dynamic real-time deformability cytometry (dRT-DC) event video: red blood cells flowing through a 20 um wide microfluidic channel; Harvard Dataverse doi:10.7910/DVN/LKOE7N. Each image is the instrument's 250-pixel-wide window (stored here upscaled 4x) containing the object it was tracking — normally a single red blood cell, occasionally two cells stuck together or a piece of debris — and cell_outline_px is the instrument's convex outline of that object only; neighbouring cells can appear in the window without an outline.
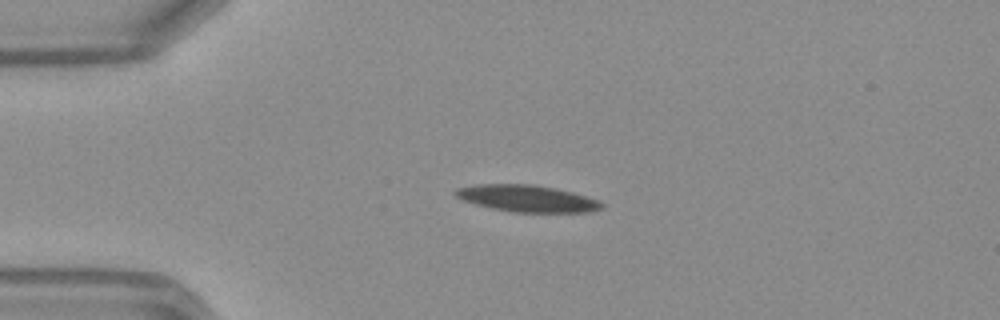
{"species": "Egyptian fruit bat (a non-hibernating species)", "species_latin": "Rousettus aegyptiacus", "temperature_condition": "warm", "stored_images_in_passage": 38, "camera_frame_rate_fps": 3000, "um_per_image_px": 0.085, "frame": {"image": 1, "passage_image": 1, "time_ms": 0.0, "image_size_px": [1000, 320], "cell_outline_px": [[604, 208], [588, 212], [512, 212], [492, 208], [476, 204], [464, 200], [456, 196], [452, 192], [456, 188], [476, 184], [532, 184], [556, 188], [588, 196], [600, 200], [604, 204]], "centroid_in_image_um": [44.83, 16.86], "position_along_channel_um": 40.2, "area_um2": 22.95}}
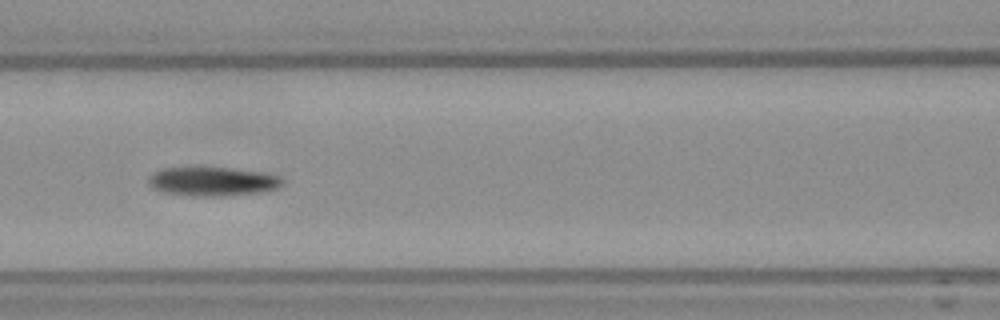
{"frame": {"image": 2, "passage_image": 11, "time_ms": 3.333, "image_size_px": [1000, 320], "cell_outline_px": [[284, 184], [276, 188], [260, 192], [224, 196], [184, 196], [164, 192], [152, 188], [148, 184], [148, 176], [152, 172], [160, 168], [228, 168], [268, 172], [280, 176], [284, 180]], "centroid_in_image_um": [18.06, 15.42], "position_along_channel_um": 148.5, "area_um2": 22.95}}
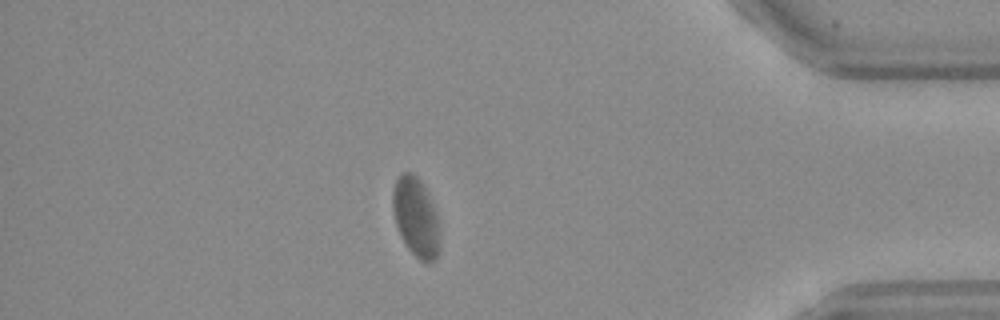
{"frame": {"image": 3, "passage_image": 32, "time_ms": 10.333, "image_size_px": [1000, 320], "cell_outline_px": [[440, 248], [436, 256], [432, 260], [420, 260], [408, 248], [400, 236], [396, 224], [392, 208], [392, 192], [396, 180], [400, 172], [412, 172], [420, 180], [428, 192], [436, 212], [440, 232]], "centroid_in_image_um": [35.34, 18.41], "position_along_channel_um": 399.9, "area_um2": 21.79}, "authors_computed_cell_mechanics": {"area_um2": 22.6287, "velocity_mm_per_s": 4.1144, "shape_relaxation_time_tau1_ms": null, "shape_relaxation_time_tau2_ms": 5.1328, "deformation_change_tau1": null, "deformation_change_tau2": 0.0952}}